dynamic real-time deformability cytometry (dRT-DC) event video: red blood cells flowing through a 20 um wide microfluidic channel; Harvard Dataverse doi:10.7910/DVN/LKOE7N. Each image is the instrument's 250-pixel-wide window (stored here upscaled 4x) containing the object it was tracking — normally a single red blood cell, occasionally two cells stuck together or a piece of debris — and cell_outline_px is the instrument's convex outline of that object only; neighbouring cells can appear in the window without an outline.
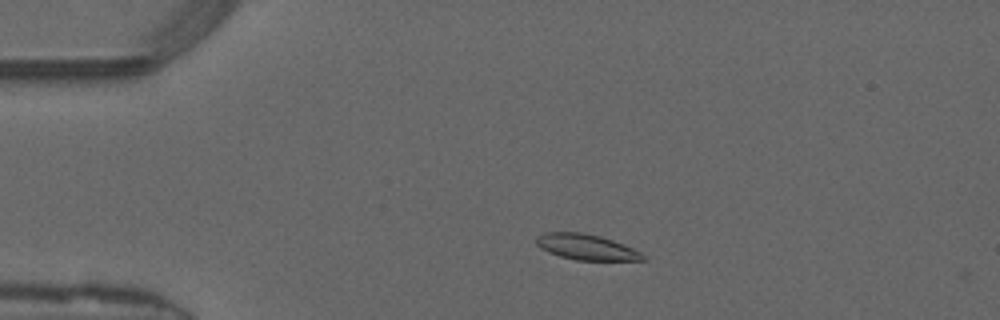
{"species": "common noctule bat (a hibernating species)", "species_latin": "Nyctalus noctula", "temperature_condition": "warm", "stored_images_in_passage": 23, "camera_frame_rate_fps": 3000, "um_per_image_px": 0.085, "animal": {"sex": "male", "forearm_length_mm": 52.5}, "frame": {"image": 1, "passage_image": 6, "time_ms": 1.667, "image_size_px": [1000, 320], "cell_outline_px": [[648, 260], [576, 260], [560, 256], [548, 252], [540, 248], [536, 244], [536, 236], [544, 232], [580, 232], [600, 236], [612, 240], [632, 248], [648, 256]], "centroid_in_image_um": [49.83, 21.0], "position_along_channel_um": 35.2, "area_um2": 15.95}}
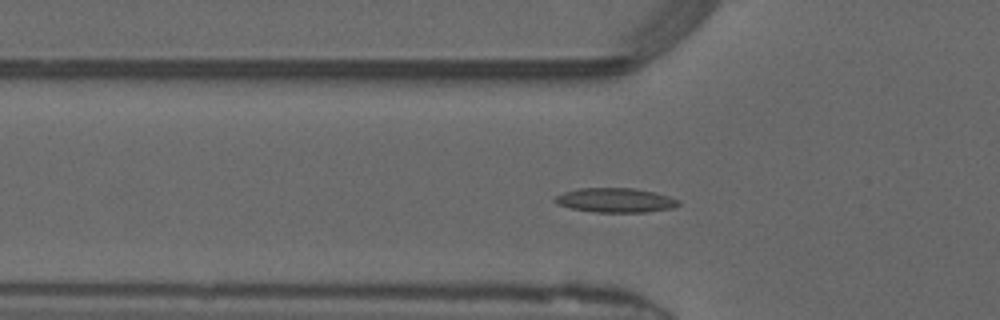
{"frame": {"image": 2, "passage_image": 12, "time_ms": 3.667, "image_size_px": [1000, 320], "cell_outline_px": [[680, 204], [672, 208], [648, 212], [596, 212], [572, 208], [560, 204], [552, 200], [556, 196], [564, 192], [580, 188], [632, 188], [652, 192], [668, 196], [680, 200]], "centroid_in_image_um": [52.33, 17.02], "position_along_channel_um": 73.5, "area_um2": 17.34}}
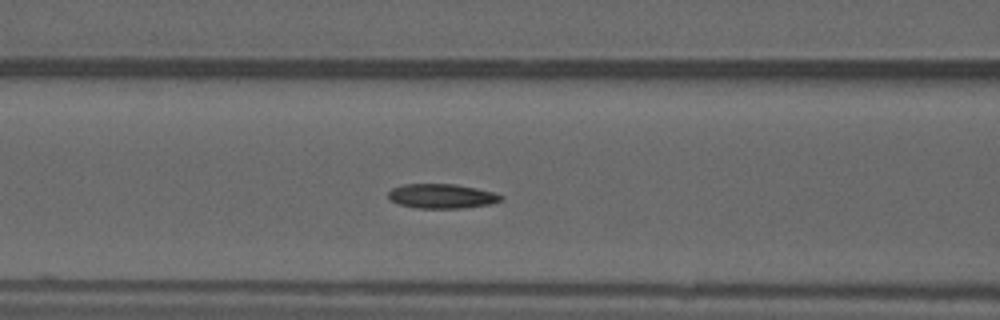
{"frame": {"image": 3, "passage_image": 16, "time_ms": 5.0, "image_size_px": [1000, 320], "cell_outline_px": [[504, 200], [492, 204], [460, 208], [416, 208], [400, 204], [392, 200], [388, 196], [388, 192], [392, 188], [404, 184], [456, 184], [496, 192], [504, 196]], "centroid_in_image_um": [37.62, 16.67], "position_along_channel_um": 129.0, "area_um2": 16.18}}